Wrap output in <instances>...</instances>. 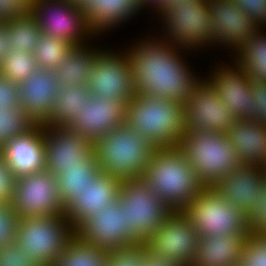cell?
I'll use <instances>...</instances> for the list:
<instances>
[{
    "mask_svg": "<svg viewBox=\"0 0 266 266\" xmlns=\"http://www.w3.org/2000/svg\"><path fill=\"white\" fill-rule=\"evenodd\" d=\"M77 234L94 247L106 251L140 243L125 225L123 203L119 198L94 214Z\"/></svg>",
    "mask_w": 266,
    "mask_h": 266,
    "instance_id": "18",
    "label": "cell"
},
{
    "mask_svg": "<svg viewBox=\"0 0 266 266\" xmlns=\"http://www.w3.org/2000/svg\"><path fill=\"white\" fill-rule=\"evenodd\" d=\"M0 266H39L32 256L13 242L0 248Z\"/></svg>",
    "mask_w": 266,
    "mask_h": 266,
    "instance_id": "40",
    "label": "cell"
},
{
    "mask_svg": "<svg viewBox=\"0 0 266 266\" xmlns=\"http://www.w3.org/2000/svg\"><path fill=\"white\" fill-rule=\"evenodd\" d=\"M182 212L197 228L199 237L248 234L245 214L214 187H207Z\"/></svg>",
    "mask_w": 266,
    "mask_h": 266,
    "instance_id": "10",
    "label": "cell"
},
{
    "mask_svg": "<svg viewBox=\"0 0 266 266\" xmlns=\"http://www.w3.org/2000/svg\"><path fill=\"white\" fill-rule=\"evenodd\" d=\"M20 107L35 125L51 118L60 83L54 70L38 69L19 84Z\"/></svg>",
    "mask_w": 266,
    "mask_h": 266,
    "instance_id": "20",
    "label": "cell"
},
{
    "mask_svg": "<svg viewBox=\"0 0 266 266\" xmlns=\"http://www.w3.org/2000/svg\"><path fill=\"white\" fill-rule=\"evenodd\" d=\"M32 6L33 0H0V22L29 14Z\"/></svg>",
    "mask_w": 266,
    "mask_h": 266,
    "instance_id": "44",
    "label": "cell"
},
{
    "mask_svg": "<svg viewBox=\"0 0 266 266\" xmlns=\"http://www.w3.org/2000/svg\"><path fill=\"white\" fill-rule=\"evenodd\" d=\"M0 153L17 177L45 170L44 125L8 141Z\"/></svg>",
    "mask_w": 266,
    "mask_h": 266,
    "instance_id": "23",
    "label": "cell"
},
{
    "mask_svg": "<svg viewBox=\"0 0 266 266\" xmlns=\"http://www.w3.org/2000/svg\"><path fill=\"white\" fill-rule=\"evenodd\" d=\"M141 6L151 14L154 19L168 7L171 6V0H139ZM149 11V12H148ZM152 13H151V12Z\"/></svg>",
    "mask_w": 266,
    "mask_h": 266,
    "instance_id": "47",
    "label": "cell"
},
{
    "mask_svg": "<svg viewBox=\"0 0 266 266\" xmlns=\"http://www.w3.org/2000/svg\"><path fill=\"white\" fill-rule=\"evenodd\" d=\"M146 258V242L107 251L105 266H141Z\"/></svg>",
    "mask_w": 266,
    "mask_h": 266,
    "instance_id": "36",
    "label": "cell"
},
{
    "mask_svg": "<svg viewBox=\"0 0 266 266\" xmlns=\"http://www.w3.org/2000/svg\"><path fill=\"white\" fill-rule=\"evenodd\" d=\"M35 123L19 108H0V151L8 141L31 130Z\"/></svg>",
    "mask_w": 266,
    "mask_h": 266,
    "instance_id": "34",
    "label": "cell"
},
{
    "mask_svg": "<svg viewBox=\"0 0 266 266\" xmlns=\"http://www.w3.org/2000/svg\"><path fill=\"white\" fill-rule=\"evenodd\" d=\"M19 85L0 75V108H19Z\"/></svg>",
    "mask_w": 266,
    "mask_h": 266,
    "instance_id": "45",
    "label": "cell"
},
{
    "mask_svg": "<svg viewBox=\"0 0 266 266\" xmlns=\"http://www.w3.org/2000/svg\"><path fill=\"white\" fill-rule=\"evenodd\" d=\"M209 12L215 28L214 49L228 50L230 59L260 30L248 14L229 0H209Z\"/></svg>",
    "mask_w": 266,
    "mask_h": 266,
    "instance_id": "16",
    "label": "cell"
},
{
    "mask_svg": "<svg viewBox=\"0 0 266 266\" xmlns=\"http://www.w3.org/2000/svg\"><path fill=\"white\" fill-rule=\"evenodd\" d=\"M142 179L174 212L182 211L207 188L178 146L156 148Z\"/></svg>",
    "mask_w": 266,
    "mask_h": 266,
    "instance_id": "2",
    "label": "cell"
},
{
    "mask_svg": "<svg viewBox=\"0 0 266 266\" xmlns=\"http://www.w3.org/2000/svg\"><path fill=\"white\" fill-rule=\"evenodd\" d=\"M85 9L89 27L102 41L113 29H120V25L129 24L141 11L146 12L139 0H92Z\"/></svg>",
    "mask_w": 266,
    "mask_h": 266,
    "instance_id": "24",
    "label": "cell"
},
{
    "mask_svg": "<svg viewBox=\"0 0 266 266\" xmlns=\"http://www.w3.org/2000/svg\"><path fill=\"white\" fill-rule=\"evenodd\" d=\"M45 170L53 175L60 169L83 166L94 151L93 143L66 127L44 126Z\"/></svg>",
    "mask_w": 266,
    "mask_h": 266,
    "instance_id": "19",
    "label": "cell"
},
{
    "mask_svg": "<svg viewBox=\"0 0 266 266\" xmlns=\"http://www.w3.org/2000/svg\"><path fill=\"white\" fill-rule=\"evenodd\" d=\"M9 38L10 36L6 31L5 24L0 22V65L11 49Z\"/></svg>",
    "mask_w": 266,
    "mask_h": 266,
    "instance_id": "48",
    "label": "cell"
},
{
    "mask_svg": "<svg viewBox=\"0 0 266 266\" xmlns=\"http://www.w3.org/2000/svg\"><path fill=\"white\" fill-rule=\"evenodd\" d=\"M120 48V49H119ZM117 49V50H116ZM87 89L96 98H113L131 102L135 97L131 64L123 47H102L98 51L92 72L89 74Z\"/></svg>",
    "mask_w": 266,
    "mask_h": 266,
    "instance_id": "11",
    "label": "cell"
},
{
    "mask_svg": "<svg viewBox=\"0 0 266 266\" xmlns=\"http://www.w3.org/2000/svg\"><path fill=\"white\" fill-rule=\"evenodd\" d=\"M184 104L135 94L127 104L126 125L156 148L175 147L186 133Z\"/></svg>",
    "mask_w": 266,
    "mask_h": 266,
    "instance_id": "4",
    "label": "cell"
},
{
    "mask_svg": "<svg viewBox=\"0 0 266 266\" xmlns=\"http://www.w3.org/2000/svg\"><path fill=\"white\" fill-rule=\"evenodd\" d=\"M121 184V180L100 173L92 184L64 209L68 221L78 230L94 214L119 198Z\"/></svg>",
    "mask_w": 266,
    "mask_h": 266,
    "instance_id": "22",
    "label": "cell"
},
{
    "mask_svg": "<svg viewBox=\"0 0 266 266\" xmlns=\"http://www.w3.org/2000/svg\"><path fill=\"white\" fill-rule=\"evenodd\" d=\"M265 181L266 168L240 165L231 169L214 188L246 215L259 204L256 199L263 196Z\"/></svg>",
    "mask_w": 266,
    "mask_h": 266,
    "instance_id": "21",
    "label": "cell"
},
{
    "mask_svg": "<svg viewBox=\"0 0 266 266\" xmlns=\"http://www.w3.org/2000/svg\"><path fill=\"white\" fill-rule=\"evenodd\" d=\"M72 47L66 40L42 33L34 51L38 68L55 71Z\"/></svg>",
    "mask_w": 266,
    "mask_h": 266,
    "instance_id": "33",
    "label": "cell"
},
{
    "mask_svg": "<svg viewBox=\"0 0 266 266\" xmlns=\"http://www.w3.org/2000/svg\"><path fill=\"white\" fill-rule=\"evenodd\" d=\"M17 176L0 153V204H11Z\"/></svg>",
    "mask_w": 266,
    "mask_h": 266,
    "instance_id": "41",
    "label": "cell"
},
{
    "mask_svg": "<svg viewBox=\"0 0 266 266\" xmlns=\"http://www.w3.org/2000/svg\"><path fill=\"white\" fill-rule=\"evenodd\" d=\"M141 266H183L174 261L171 257L162 256L155 253L146 243V258L142 261Z\"/></svg>",
    "mask_w": 266,
    "mask_h": 266,
    "instance_id": "46",
    "label": "cell"
},
{
    "mask_svg": "<svg viewBox=\"0 0 266 266\" xmlns=\"http://www.w3.org/2000/svg\"><path fill=\"white\" fill-rule=\"evenodd\" d=\"M156 147L126 124L93 143L101 173L123 181L142 179Z\"/></svg>",
    "mask_w": 266,
    "mask_h": 266,
    "instance_id": "3",
    "label": "cell"
},
{
    "mask_svg": "<svg viewBox=\"0 0 266 266\" xmlns=\"http://www.w3.org/2000/svg\"><path fill=\"white\" fill-rule=\"evenodd\" d=\"M97 45L92 41L89 44L73 46L70 49L55 70L60 86H87L89 74L98 57V51L102 48L99 43Z\"/></svg>",
    "mask_w": 266,
    "mask_h": 266,
    "instance_id": "27",
    "label": "cell"
},
{
    "mask_svg": "<svg viewBox=\"0 0 266 266\" xmlns=\"http://www.w3.org/2000/svg\"><path fill=\"white\" fill-rule=\"evenodd\" d=\"M101 173L93 152L83 166L60 168L54 176L57 181L59 198L66 208Z\"/></svg>",
    "mask_w": 266,
    "mask_h": 266,
    "instance_id": "28",
    "label": "cell"
},
{
    "mask_svg": "<svg viewBox=\"0 0 266 266\" xmlns=\"http://www.w3.org/2000/svg\"><path fill=\"white\" fill-rule=\"evenodd\" d=\"M199 234L193 223L182 211L173 212L146 241L158 255L171 257L183 266H191Z\"/></svg>",
    "mask_w": 266,
    "mask_h": 266,
    "instance_id": "15",
    "label": "cell"
},
{
    "mask_svg": "<svg viewBox=\"0 0 266 266\" xmlns=\"http://www.w3.org/2000/svg\"><path fill=\"white\" fill-rule=\"evenodd\" d=\"M127 104L126 100L113 98L107 101L105 97L96 98L90 94L66 128L94 143L111 130L125 125Z\"/></svg>",
    "mask_w": 266,
    "mask_h": 266,
    "instance_id": "17",
    "label": "cell"
},
{
    "mask_svg": "<svg viewBox=\"0 0 266 266\" xmlns=\"http://www.w3.org/2000/svg\"><path fill=\"white\" fill-rule=\"evenodd\" d=\"M238 5L260 28L266 29V0H229Z\"/></svg>",
    "mask_w": 266,
    "mask_h": 266,
    "instance_id": "43",
    "label": "cell"
},
{
    "mask_svg": "<svg viewBox=\"0 0 266 266\" xmlns=\"http://www.w3.org/2000/svg\"><path fill=\"white\" fill-rule=\"evenodd\" d=\"M263 187V196L256 199L259 204L245 215L248 234L251 236H266V181Z\"/></svg>",
    "mask_w": 266,
    "mask_h": 266,
    "instance_id": "39",
    "label": "cell"
},
{
    "mask_svg": "<svg viewBox=\"0 0 266 266\" xmlns=\"http://www.w3.org/2000/svg\"><path fill=\"white\" fill-rule=\"evenodd\" d=\"M251 91L254 98V115L251 121L266 126V81L251 79Z\"/></svg>",
    "mask_w": 266,
    "mask_h": 266,
    "instance_id": "42",
    "label": "cell"
},
{
    "mask_svg": "<svg viewBox=\"0 0 266 266\" xmlns=\"http://www.w3.org/2000/svg\"><path fill=\"white\" fill-rule=\"evenodd\" d=\"M266 29H260L232 59L252 80L266 81Z\"/></svg>",
    "mask_w": 266,
    "mask_h": 266,
    "instance_id": "30",
    "label": "cell"
},
{
    "mask_svg": "<svg viewBox=\"0 0 266 266\" xmlns=\"http://www.w3.org/2000/svg\"><path fill=\"white\" fill-rule=\"evenodd\" d=\"M20 219L64 214L56 177L47 170L17 178L11 203Z\"/></svg>",
    "mask_w": 266,
    "mask_h": 266,
    "instance_id": "12",
    "label": "cell"
},
{
    "mask_svg": "<svg viewBox=\"0 0 266 266\" xmlns=\"http://www.w3.org/2000/svg\"><path fill=\"white\" fill-rule=\"evenodd\" d=\"M225 134L241 165L266 168V126L250 119H237Z\"/></svg>",
    "mask_w": 266,
    "mask_h": 266,
    "instance_id": "25",
    "label": "cell"
},
{
    "mask_svg": "<svg viewBox=\"0 0 266 266\" xmlns=\"http://www.w3.org/2000/svg\"><path fill=\"white\" fill-rule=\"evenodd\" d=\"M68 2L77 4L85 8L92 0H67Z\"/></svg>",
    "mask_w": 266,
    "mask_h": 266,
    "instance_id": "49",
    "label": "cell"
},
{
    "mask_svg": "<svg viewBox=\"0 0 266 266\" xmlns=\"http://www.w3.org/2000/svg\"><path fill=\"white\" fill-rule=\"evenodd\" d=\"M31 13L43 34L61 38L73 46L101 41L89 27L87 10L80 5L67 0H33Z\"/></svg>",
    "mask_w": 266,
    "mask_h": 266,
    "instance_id": "9",
    "label": "cell"
},
{
    "mask_svg": "<svg viewBox=\"0 0 266 266\" xmlns=\"http://www.w3.org/2000/svg\"><path fill=\"white\" fill-rule=\"evenodd\" d=\"M184 113L186 133L205 130L226 133L237 120L203 77L184 104Z\"/></svg>",
    "mask_w": 266,
    "mask_h": 266,
    "instance_id": "14",
    "label": "cell"
},
{
    "mask_svg": "<svg viewBox=\"0 0 266 266\" xmlns=\"http://www.w3.org/2000/svg\"><path fill=\"white\" fill-rule=\"evenodd\" d=\"M146 32L150 34L136 37L127 47L124 45L135 93L185 104L203 77L188 61L190 53H195L169 44L153 30Z\"/></svg>",
    "mask_w": 266,
    "mask_h": 266,
    "instance_id": "1",
    "label": "cell"
},
{
    "mask_svg": "<svg viewBox=\"0 0 266 266\" xmlns=\"http://www.w3.org/2000/svg\"><path fill=\"white\" fill-rule=\"evenodd\" d=\"M239 265L266 266V236L246 237Z\"/></svg>",
    "mask_w": 266,
    "mask_h": 266,
    "instance_id": "37",
    "label": "cell"
},
{
    "mask_svg": "<svg viewBox=\"0 0 266 266\" xmlns=\"http://www.w3.org/2000/svg\"><path fill=\"white\" fill-rule=\"evenodd\" d=\"M156 20L157 25L161 24L156 34L169 44L199 54L214 49L215 28L209 0L175 1Z\"/></svg>",
    "mask_w": 266,
    "mask_h": 266,
    "instance_id": "5",
    "label": "cell"
},
{
    "mask_svg": "<svg viewBox=\"0 0 266 266\" xmlns=\"http://www.w3.org/2000/svg\"><path fill=\"white\" fill-rule=\"evenodd\" d=\"M175 1H196V0H171V4L174 3Z\"/></svg>",
    "mask_w": 266,
    "mask_h": 266,
    "instance_id": "50",
    "label": "cell"
},
{
    "mask_svg": "<svg viewBox=\"0 0 266 266\" xmlns=\"http://www.w3.org/2000/svg\"><path fill=\"white\" fill-rule=\"evenodd\" d=\"M77 230L65 214L20 219L15 243L39 266H53Z\"/></svg>",
    "mask_w": 266,
    "mask_h": 266,
    "instance_id": "7",
    "label": "cell"
},
{
    "mask_svg": "<svg viewBox=\"0 0 266 266\" xmlns=\"http://www.w3.org/2000/svg\"><path fill=\"white\" fill-rule=\"evenodd\" d=\"M19 220L11 204H0V248L15 242Z\"/></svg>",
    "mask_w": 266,
    "mask_h": 266,
    "instance_id": "38",
    "label": "cell"
},
{
    "mask_svg": "<svg viewBox=\"0 0 266 266\" xmlns=\"http://www.w3.org/2000/svg\"><path fill=\"white\" fill-rule=\"evenodd\" d=\"M38 69L34 53L10 50L0 65V75L19 84Z\"/></svg>",
    "mask_w": 266,
    "mask_h": 266,
    "instance_id": "35",
    "label": "cell"
},
{
    "mask_svg": "<svg viewBox=\"0 0 266 266\" xmlns=\"http://www.w3.org/2000/svg\"><path fill=\"white\" fill-rule=\"evenodd\" d=\"M89 95L87 86H61L57 92L51 118L44 126L66 127L82 109Z\"/></svg>",
    "mask_w": 266,
    "mask_h": 266,
    "instance_id": "29",
    "label": "cell"
},
{
    "mask_svg": "<svg viewBox=\"0 0 266 266\" xmlns=\"http://www.w3.org/2000/svg\"><path fill=\"white\" fill-rule=\"evenodd\" d=\"M119 200L123 203L125 225L139 242H146L174 212L143 179L123 181Z\"/></svg>",
    "mask_w": 266,
    "mask_h": 266,
    "instance_id": "8",
    "label": "cell"
},
{
    "mask_svg": "<svg viewBox=\"0 0 266 266\" xmlns=\"http://www.w3.org/2000/svg\"><path fill=\"white\" fill-rule=\"evenodd\" d=\"M11 43V49L17 52L34 53L42 31L36 18L30 12L4 22Z\"/></svg>",
    "mask_w": 266,
    "mask_h": 266,
    "instance_id": "31",
    "label": "cell"
},
{
    "mask_svg": "<svg viewBox=\"0 0 266 266\" xmlns=\"http://www.w3.org/2000/svg\"><path fill=\"white\" fill-rule=\"evenodd\" d=\"M214 60V67H210V73L203 75V78L237 119L251 120L254 115L251 78L233 59L219 60V64L217 59Z\"/></svg>",
    "mask_w": 266,
    "mask_h": 266,
    "instance_id": "13",
    "label": "cell"
},
{
    "mask_svg": "<svg viewBox=\"0 0 266 266\" xmlns=\"http://www.w3.org/2000/svg\"><path fill=\"white\" fill-rule=\"evenodd\" d=\"M249 234L199 237L191 266H237L244 241Z\"/></svg>",
    "mask_w": 266,
    "mask_h": 266,
    "instance_id": "26",
    "label": "cell"
},
{
    "mask_svg": "<svg viewBox=\"0 0 266 266\" xmlns=\"http://www.w3.org/2000/svg\"><path fill=\"white\" fill-rule=\"evenodd\" d=\"M106 254V250L94 247L77 234L53 266H105Z\"/></svg>",
    "mask_w": 266,
    "mask_h": 266,
    "instance_id": "32",
    "label": "cell"
},
{
    "mask_svg": "<svg viewBox=\"0 0 266 266\" xmlns=\"http://www.w3.org/2000/svg\"><path fill=\"white\" fill-rule=\"evenodd\" d=\"M177 146L206 187H214L231 169L241 165L225 133L206 130L185 133Z\"/></svg>",
    "mask_w": 266,
    "mask_h": 266,
    "instance_id": "6",
    "label": "cell"
}]
</instances>
